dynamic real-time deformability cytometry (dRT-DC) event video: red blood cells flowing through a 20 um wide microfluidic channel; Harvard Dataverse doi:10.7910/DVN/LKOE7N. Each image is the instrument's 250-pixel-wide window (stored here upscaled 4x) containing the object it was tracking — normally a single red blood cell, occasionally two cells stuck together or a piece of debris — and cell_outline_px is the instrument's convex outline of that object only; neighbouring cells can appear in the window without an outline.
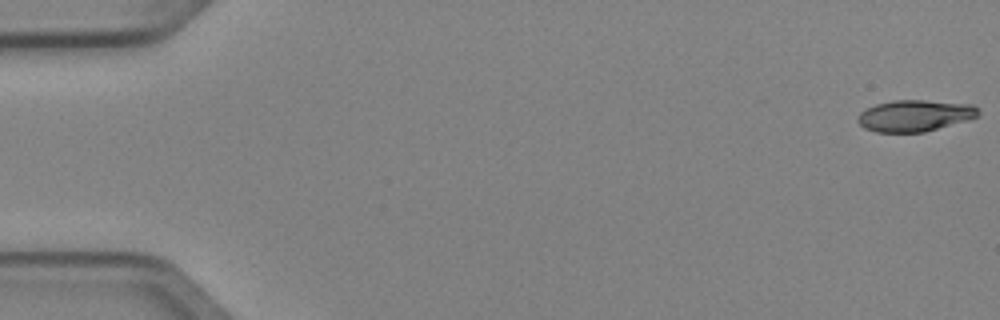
{"species": "Egyptian fruit bat (a non-hibernating species)", "species_latin": "Rousettus aegyptiacus", "temperature_condition": "cold", "stored_images_in_passage": 3, "camera_frame_rate_fps": 3000, "um_per_image_px": 0.085, "animal": {"sex": "female"}, "frame": {"image": 1, "passage_image": 1, "time_ms": 0.0, "image_size_px": [1000, 320], "cell_outline_px": [[980, 116], [968, 120], [924, 132], [876, 132], [864, 128], [856, 120], [856, 116], [860, 112], [876, 104], [892, 100], [924, 100], [972, 104], [980, 112]], "centroid_in_image_um": [77.75, 9.83], "position_along_channel_um": 7.3, "area_um2": 22.2}}